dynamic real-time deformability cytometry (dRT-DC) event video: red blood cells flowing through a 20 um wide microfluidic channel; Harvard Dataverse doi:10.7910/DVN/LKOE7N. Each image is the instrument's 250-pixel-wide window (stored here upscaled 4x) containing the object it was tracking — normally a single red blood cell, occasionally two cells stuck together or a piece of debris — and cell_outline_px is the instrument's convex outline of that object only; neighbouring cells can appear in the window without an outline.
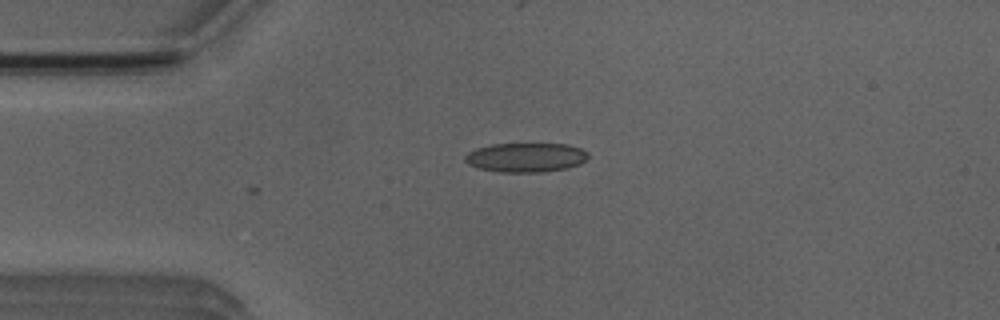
{"species": "Egyptian fruit bat (a non-hibernating species)", "species_latin": "Rousettus aegyptiacus", "temperature_condition": "room temperature", "stored_images_in_passage": 5, "camera_frame_rate_fps": 3000, "um_per_image_px": 0.085, "animal": {"sex": "male"}, "frame": {"image": 1, "passage_image": 5, "time_ms": 1.333, "image_size_px": [1000, 320], "cell_outline_px": [[588, 156], [580, 164], [568, 168], [540, 172], [500, 172], [476, 168], [468, 164], [464, 160], [464, 156], [468, 152], [476, 148], [492, 144], [568, 144], [580, 148], [588, 152]], "centroid_in_image_um": [44.67, 13.38], "position_along_channel_um": 40.3, "area_um2": 21.1}}